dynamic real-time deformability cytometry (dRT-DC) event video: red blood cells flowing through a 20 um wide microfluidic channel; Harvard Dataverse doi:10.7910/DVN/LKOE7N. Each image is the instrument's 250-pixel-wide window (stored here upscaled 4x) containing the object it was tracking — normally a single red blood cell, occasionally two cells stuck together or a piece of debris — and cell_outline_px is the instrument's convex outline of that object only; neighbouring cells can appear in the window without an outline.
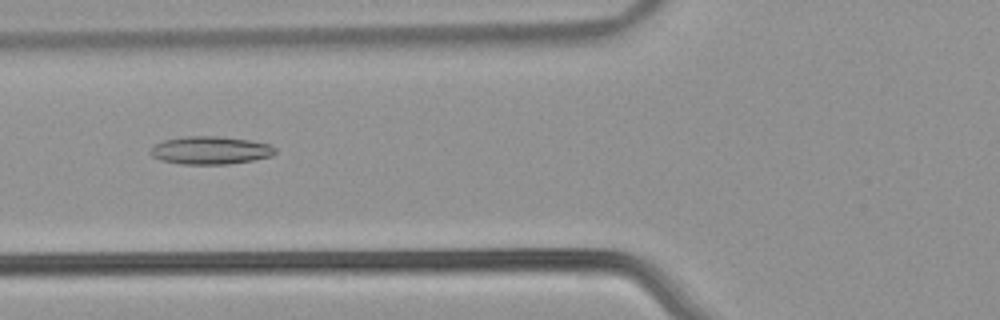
{"species": "common noctule bat (a hibernating species)", "species_latin": "Nyctalus noctula", "temperature_condition": "warm", "stored_images_in_passage": 40, "camera_frame_rate_fps": 3000, "um_per_image_px": 0.085, "animal": {"sex": "male", "body_mass_g": 21.5, "forearm_length_mm": 52.0}, "frame": {"image": 1, "passage_image": 8, "time_ms": 2.333, "image_size_px": [1000, 320], "cell_outline_px": [[276, 152], [272, 156], [252, 160], [228, 164], [180, 164], [160, 160], [152, 156], [148, 152], [152, 144], [164, 140], [184, 136], [220, 136], [248, 140], [268, 144], [276, 148]], "centroid_in_image_um": [17.82, 12.77], "position_along_channel_um": 108.0, "area_um2": 20.46}}
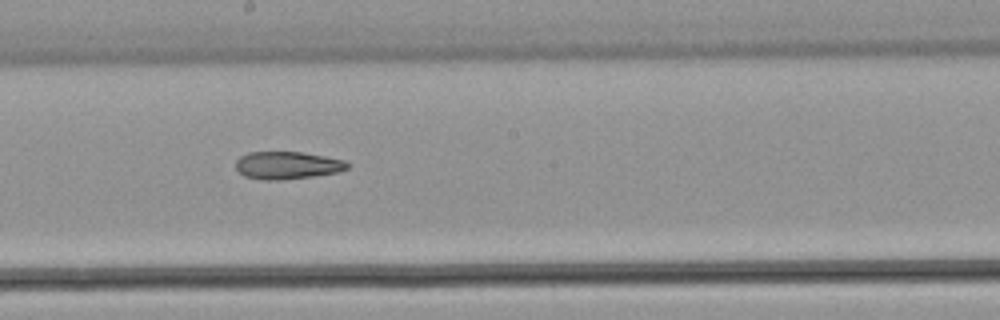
{"frame": {"image": 2, "passage_image": 17, "time_ms": 5.333, "image_size_px": [1000, 320], "cell_outline_px": [[352, 164], [348, 168], [336, 172], [312, 176], [280, 180], [264, 180], [244, 176], [236, 168], [236, 160], [240, 156], [248, 152], [300, 152], [324, 156], [344, 160]], "centroid_in_image_um": [24.41, 14.05], "position_along_channel_um": 223.8, "area_um2": 17.86}}
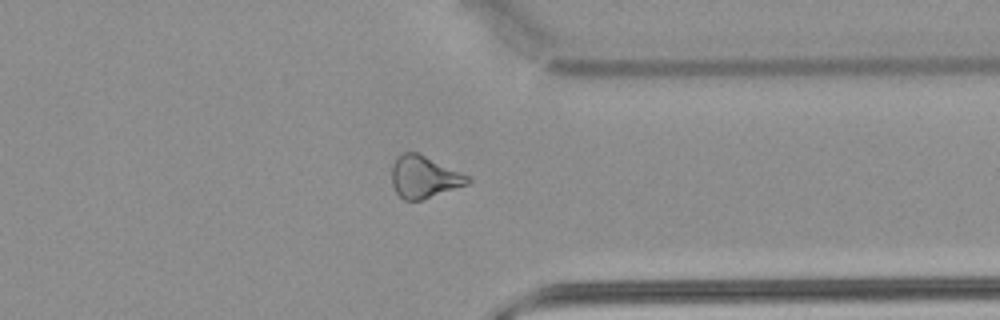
{"frame": {"image": 3, "passage_image": 29, "time_ms": 9.333, "image_size_px": [1000, 320], "cell_outline_px": [[472, 180], [468, 184], [420, 200], [404, 200], [396, 192], [392, 184], [392, 164], [396, 156], [404, 152], [416, 152], [460, 172], [468, 176]], "centroid_in_image_um": [36.01, 15.04], "position_along_channel_um": 375.4, "area_um2": 18.32}, "authors_computed_cell_mechanics": {"area_um2": 19.0162, "velocity_mm_per_s": 3.8575, "shape_relaxation_time_tau1_ms": null, "shape_relaxation_time_tau2_ms": 6.7025, "deformation_change_tau1": null, "deformation_change_tau2": 0.1818}}